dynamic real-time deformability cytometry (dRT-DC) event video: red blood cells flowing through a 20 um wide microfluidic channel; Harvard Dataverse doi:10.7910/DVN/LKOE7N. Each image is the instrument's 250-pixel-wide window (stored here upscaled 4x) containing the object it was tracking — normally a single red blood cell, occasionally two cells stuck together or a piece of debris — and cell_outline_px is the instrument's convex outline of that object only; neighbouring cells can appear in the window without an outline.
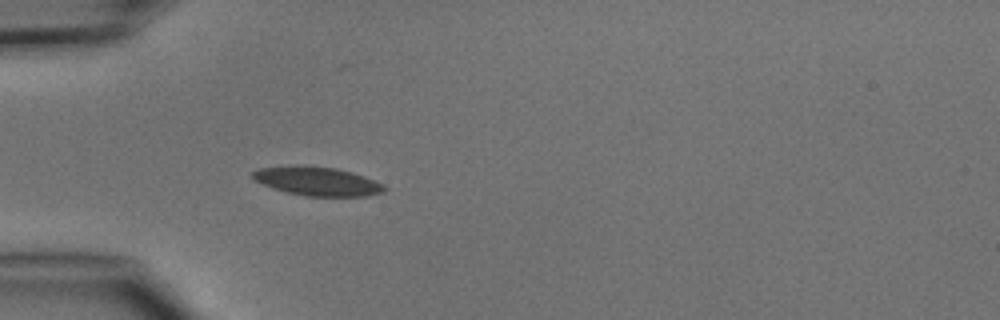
{"species": "common noctule bat (a hibernating species)", "species_latin": "Nyctalus noctula", "temperature_condition": "cold", "stored_images_in_passage": 5, "camera_frame_rate_fps": 3000, "um_per_image_px": 0.085, "animal": {"sex": "male", "body_mass_g": 15.6}, "frame": {"image": 1, "passage_image": 5, "time_ms": 4.667, "image_size_px": [1000, 320], "cell_outline_px": [[388, 188], [384, 192], [368, 196], [308, 196], [288, 192], [272, 188], [252, 180], [252, 172], [260, 168], [288, 164], [304, 164], [336, 168], [352, 172], [364, 176], [384, 184]], "centroid_in_image_um": [26.95, 15.38], "position_along_channel_um": 58.0, "area_um2": 22.6}}